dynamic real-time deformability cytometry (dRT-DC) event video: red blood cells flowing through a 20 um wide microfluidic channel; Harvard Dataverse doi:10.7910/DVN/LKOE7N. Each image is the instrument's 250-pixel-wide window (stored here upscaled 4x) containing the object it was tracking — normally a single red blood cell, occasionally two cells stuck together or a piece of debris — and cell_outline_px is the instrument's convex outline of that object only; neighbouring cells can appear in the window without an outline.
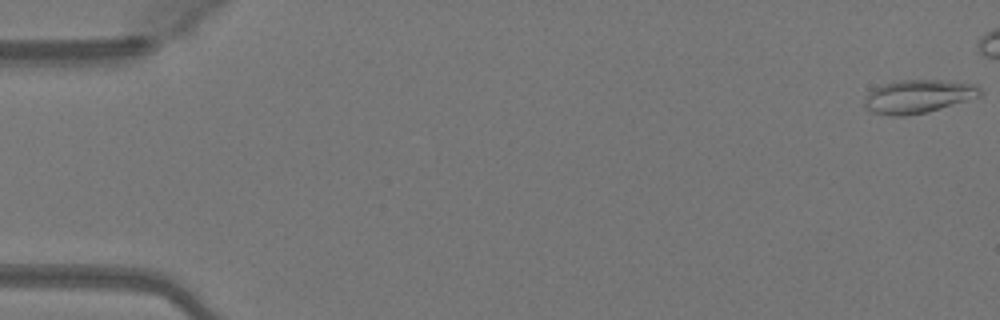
{"species": "Egyptian fruit bat (a non-hibernating species)", "species_latin": "Rousettus aegyptiacus", "temperature_condition": "warm", "stored_images_in_passage": 9, "camera_frame_rate_fps": 3000, "um_per_image_px": 0.085, "animal": {"sex": "female"}, "frame": {"image": 1, "passage_image": 1, "time_ms": 0.0, "image_size_px": [1000, 320], "cell_outline_px": [[984, 92], [980, 96], [928, 112], [908, 116], [892, 116], [872, 112], [864, 108], [864, 100], [868, 92], [884, 84], [900, 80], [940, 80], [976, 84]], "centroid_in_image_um": [78.05, 8.2], "position_along_channel_um": 7.0, "area_um2": 22.54}}